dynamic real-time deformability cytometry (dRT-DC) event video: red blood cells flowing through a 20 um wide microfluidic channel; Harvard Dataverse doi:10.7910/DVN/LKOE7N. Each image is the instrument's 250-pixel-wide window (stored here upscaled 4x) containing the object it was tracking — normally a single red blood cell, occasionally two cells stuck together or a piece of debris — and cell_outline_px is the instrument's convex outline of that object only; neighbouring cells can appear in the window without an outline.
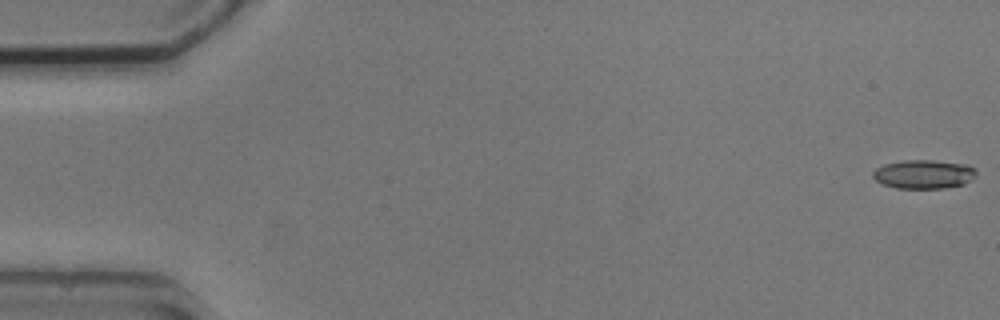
{"species": "common noctule bat (a hibernating species)", "species_latin": "Nyctalus noctula", "temperature_condition": "cold", "stored_images_in_passage": 4, "camera_frame_rate_fps": 3000, "um_per_image_px": 0.085, "animal": {"sex": "male", "body_mass_g": 20.5, "forearm_length_mm": 52.5}, "frame": {"image": 1, "passage_image": 1, "time_ms": 0.0, "image_size_px": [1000, 320], "cell_outline_px": [[976, 176], [972, 180], [964, 184], [944, 188], [896, 188], [880, 184], [872, 176], [872, 172], [876, 168], [884, 164], [904, 160], [932, 160], [968, 164], [976, 168]], "centroid_in_image_um": [78.53, 14.8], "position_along_channel_um": 6.5, "area_um2": 17.63}}